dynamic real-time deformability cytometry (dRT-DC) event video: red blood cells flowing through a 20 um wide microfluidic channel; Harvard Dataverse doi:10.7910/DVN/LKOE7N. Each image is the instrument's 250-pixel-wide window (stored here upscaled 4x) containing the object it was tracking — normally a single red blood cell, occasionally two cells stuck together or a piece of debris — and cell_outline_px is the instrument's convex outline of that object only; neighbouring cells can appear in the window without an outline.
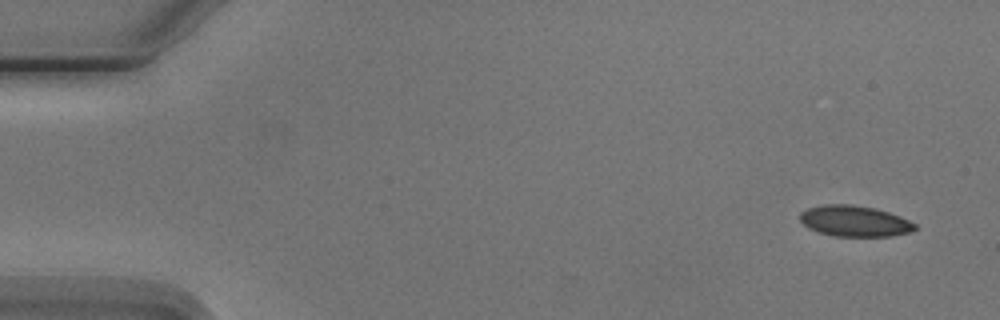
{"species": "Egyptian fruit bat (a non-hibernating species)", "species_latin": "Rousettus aegyptiacus", "temperature_condition": "cold", "stored_images_in_passage": 6, "camera_frame_rate_fps": 3000, "um_per_image_px": 0.085, "animal": {"sex": "male"}, "frame": {"image": 1, "passage_image": 1, "time_ms": 0.0, "image_size_px": [1000, 320], "cell_outline_px": [[916, 228], [908, 232], [892, 236], [836, 236], [820, 232], [808, 228], [800, 220], [800, 212], [808, 208], [824, 204], [852, 204], [876, 208], [900, 216], [916, 224]], "centroid_in_image_um": [72.63, 18.78], "position_along_channel_um": 12.4, "area_um2": 20.63}}
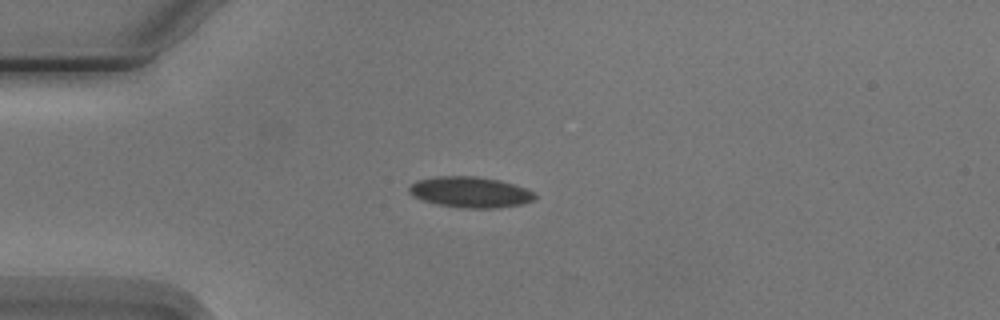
{"frame": {"image": 2, "passage_image": 4, "time_ms": 3.667, "image_size_px": [1000, 320], "cell_outline_px": [[536, 200], [524, 204], [496, 208], [460, 208], [440, 204], [424, 200], [412, 196], [408, 192], [408, 188], [416, 180], [436, 176], [476, 176], [500, 180], [524, 188], [532, 192], [536, 196]], "centroid_in_image_um": [39.97, 16.33], "position_along_channel_um": 45.0, "area_um2": 22.6}}
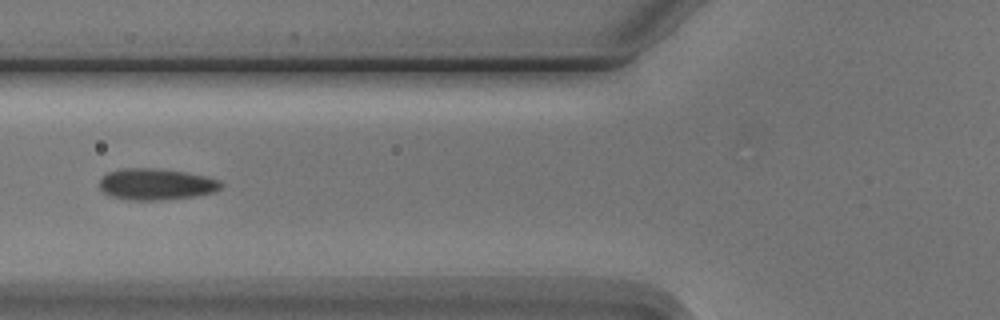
{"frame": {"image": 3, "passage_image": 6, "time_ms": 6.0, "image_size_px": [1000, 320], "cell_outline_px": [[224, 184], [220, 188], [212, 192], [196, 196], [160, 200], [128, 200], [108, 196], [100, 188], [100, 180], [108, 172], [124, 168], [148, 168], [184, 172], [204, 176], [220, 180]], "centroid_in_image_um": [13.25, 15.67], "position_along_channel_um": 112.5, "area_um2": 22.08}}